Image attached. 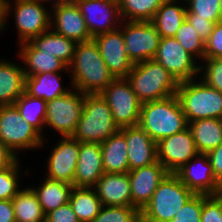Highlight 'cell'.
<instances>
[{
  "mask_svg": "<svg viewBox=\"0 0 222 222\" xmlns=\"http://www.w3.org/2000/svg\"><path fill=\"white\" fill-rule=\"evenodd\" d=\"M93 188L102 206H131L128 172L104 173Z\"/></svg>",
  "mask_w": 222,
  "mask_h": 222,
  "instance_id": "7402d4cb",
  "label": "cell"
},
{
  "mask_svg": "<svg viewBox=\"0 0 222 222\" xmlns=\"http://www.w3.org/2000/svg\"><path fill=\"white\" fill-rule=\"evenodd\" d=\"M35 1H38L40 2L41 4L45 5L44 2L48 3L49 1L52 2V4H50V8H53V7H56V6H59L60 4H64V3H67V2H70L71 0H35Z\"/></svg>",
  "mask_w": 222,
  "mask_h": 222,
  "instance_id": "c3c4849f",
  "label": "cell"
},
{
  "mask_svg": "<svg viewBox=\"0 0 222 222\" xmlns=\"http://www.w3.org/2000/svg\"><path fill=\"white\" fill-rule=\"evenodd\" d=\"M186 20L194 26L197 34L201 38V40L205 43L209 36L211 35L215 23L212 21H208L206 19L197 18V15L191 13L190 11L186 12Z\"/></svg>",
  "mask_w": 222,
  "mask_h": 222,
  "instance_id": "7bdbcfd3",
  "label": "cell"
},
{
  "mask_svg": "<svg viewBox=\"0 0 222 222\" xmlns=\"http://www.w3.org/2000/svg\"><path fill=\"white\" fill-rule=\"evenodd\" d=\"M218 59L222 62V55L220 57H218Z\"/></svg>",
  "mask_w": 222,
  "mask_h": 222,
  "instance_id": "f5cc1de1",
  "label": "cell"
},
{
  "mask_svg": "<svg viewBox=\"0 0 222 222\" xmlns=\"http://www.w3.org/2000/svg\"><path fill=\"white\" fill-rule=\"evenodd\" d=\"M174 38L184 47V49L191 54L197 61L201 63L204 59L205 43L197 34L194 26L187 20L183 21L177 30Z\"/></svg>",
  "mask_w": 222,
  "mask_h": 222,
  "instance_id": "e575fe53",
  "label": "cell"
},
{
  "mask_svg": "<svg viewBox=\"0 0 222 222\" xmlns=\"http://www.w3.org/2000/svg\"><path fill=\"white\" fill-rule=\"evenodd\" d=\"M141 103L176 95L179 82L153 59L133 65L125 77Z\"/></svg>",
  "mask_w": 222,
  "mask_h": 222,
  "instance_id": "3957f363",
  "label": "cell"
},
{
  "mask_svg": "<svg viewBox=\"0 0 222 222\" xmlns=\"http://www.w3.org/2000/svg\"><path fill=\"white\" fill-rule=\"evenodd\" d=\"M193 196L174 173H169L140 212L141 222H170Z\"/></svg>",
  "mask_w": 222,
  "mask_h": 222,
  "instance_id": "5b68a950",
  "label": "cell"
},
{
  "mask_svg": "<svg viewBox=\"0 0 222 222\" xmlns=\"http://www.w3.org/2000/svg\"><path fill=\"white\" fill-rule=\"evenodd\" d=\"M30 42L38 50L49 52L60 59L67 67L72 63L76 42L56 33L51 28L39 36L33 37Z\"/></svg>",
  "mask_w": 222,
  "mask_h": 222,
  "instance_id": "f546056e",
  "label": "cell"
},
{
  "mask_svg": "<svg viewBox=\"0 0 222 222\" xmlns=\"http://www.w3.org/2000/svg\"><path fill=\"white\" fill-rule=\"evenodd\" d=\"M139 126L156 142L188 127L177 95L141 104Z\"/></svg>",
  "mask_w": 222,
  "mask_h": 222,
  "instance_id": "7a4b0ae2",
  "label": "cell"
},
{
  "mask_svg": "<svg viewBox=\"0 0 222 222\" xmlns=\"http://www.w3.org/2000/svg\"><path fill=\"white\" fill-rule=\"evenodd\" d=\"M21 117L32 125L43 137L45 127L47 102L40 98L29 96L25 92L14 103Z\"/></svg>",
  "mask_w": 222,
  "mask_h": 222,
  "instance_id": "d6a6232c",
  "label": "cell"
},
{
  "mask_svg": "<svg viewBox=\"0 0 222 222\" xmlns=\"http://www.w3.org/2000/svg\"><path fill=\"white\" fill-rule=\"evenodd\" d=\"M0 142L18 158L23 150L42 149L45 138L21 117L13 104L0 106Z\"/></svg>",
  "mask_w": 222,
  "mask_h": 222,
  "instance_id": "ba28073f",
  "label": "cell"
},
{
  "mask_svg": "<svg viewBox=\"0 0 222 222\" xmlns=\"http://www.w3.org/2000/svg\"><path fill=\"white\" fill-rule=\"evenodd\" d=\"M50 28L76 43L93 39L75 2H67L50 8Z\"/></svg>",
  "mask_w": 222,
  "mask_h": 222,
  "instance_id": "d6986e66",
  "label": "cell"
},
{
  "mask_svg": "<svg viewBox=\"0 0 222 222\" xmlns=\"http://www.w3.org/2000/svg\"><path fill=\"white\" fill-rule=\"evenodd\" d=\"M168 174L167 169L158 160L151 165L128 171L131 186V206L141 212L150 202L158 185Z\"/></svg>",
  "mask_w": 222,
  "mask_h": 222,
  "instance_id": "e0dca14e",
  "label": "cell"
},
{
  "mask_svg": "<svg viewBox=\"0 0 222 222\" xmlns=\"http://www.w3.org/2000/svg\"><path fill=\"white\" fill-rule=\"evenodd\" d=\"M25 78L22 65L0 59V106L13 105L25 92Z\"/></svg>",
  "mask_w": 222,
  "mask_h": 222,
  "instance_id": "cb8c5ba5",
  "label": "cell"
},
{
  "mask_svg": "<svg viewBox=\"0 0 222 222\" xmlns=\"http://www.w3.org/2000/svg\"><path fill=\"white\" fill-rule=\"evenodd\" d=\"M153 60L161 64L178 82L196 79L200 65L174 37H163Z\"/></svg>",
  "mask_w": 222,
  "mask_h": 222,
  "instance_id": "7c38bea8",
  "label": "cell"
},
{
  "mask_svg": "<svg viewBox=\"0 0 222 222\" xmlns=\"http://www.w3.org/2000/svg\"><path fill=\"white\" fill-rule=\"evenodd\" d=\"M179 82L177 97L187 122L206 118L222 119V92L201 79Z\"/></svg>",
  "mask_w": 222,
  "mask_h": 222,
  "instance_id": "8992f818",
  "label": "cell"
},
{
  "mask_svg": "<svg viewBox=\"0 0 222 222\" xmlns=\"http://www.w3.org/2000/svg\"><path fill=\"white\" fill-rule=\"evenodd\" d=\"M53 146L47 159L46 178L73 185V178L79 158L80 142L72 137H61Z\"/></svg>",
  "mask_w": 222,
  "mask_h": 222,
  "instance_id": "2e32d148",
  "label": "cell"
},
{
  "mask_svg": "<svg viewBox=\"0 0 222 222\" xmlns=\"http://www.w3.org/2000/svg\"><path fill=\"white\" fill-rule=\"evenodd\" d=\"M100 54L114 78H125L133 68V62L129 59L122 30L120 28L95 36Z\"/></svg>",
  "mask_w": 222,
  "mask_h": 222,
  "instance_id": "ac0fdd59",
  "label": "cell"
},
{
  "mask_svg": "<svg viewBox=\"0 0 222 222\" xmlns=\"http://www.w3.org/2000/svg\"><path fill=\"white\" fill-rule=\"evenodd\" d=\"M0 222H16L12 200L0 201Z\"/></svg>",
  "mask_w": 222,
  "mask_h": 222,
  "instance_id": "bcb514c9",
  "label": "cell"
},
{
  "mask_svg": "<svg viewBox=\"0 0 222 222\" xmlns=\"http://www.w3.org/2000/svg\"><path fill=\"white\" fill-rule=\"evenodd\" d=\"M119 28L122 30L127 55L133 64L153 59L161 36L151 21L122 20Z\"/></svg>",
  "mask_w": 222,
  "mask_h": 222,
  "instance_id": "8fae6325",
  "label": "cell"
},
{
  "mask_svg": "<svg viewBox=\"0 0 222 222\" xmlns=\"http://www.w3.org/2000/svg\"><path fill=\"white\" fill-rule=\"evenodd\" d=\"M104 173H127L129 171L127 142L118 130L101 143Z\"/></svg>",
  "mask_w": 222,
  "mask_h": 222,
  "instance_id": "d4e9b609",
  "label": "cell"
},
{
  "mask_svg": "<svg viewBox=\"0 0 222 222\" xmlns=\"http://www.w3.org/2000/svg\"><path fill=\"white\" fill-rule=\"evenodd\" d=\"M68 70L72 88L84 94H100L115 79L94 39L76 43Z\"/></svg>",
  "mask_w": 222,
  "mask_h": 222,
  "instance_id": "6da1fadb",
  "label": "cell"
},
{
  "mask_svg": "<svg viewBox=\"0 0 222 222\" xmlns=\"http://www.w3.org/2000/svg\"><path fill=\"white\" fill-rule=\"evenodd\" d=\"M4 23V0H0V33Z\"/></svg>",
  "mask_w": 222,
  "mask_h": 222,
  "instance_id": "681fc988",
  "label": "cell"
},
{
  "mask_svg": "<svg viewBox=\"0 0 222 222\" xmlns=\"http://www.w3.org/2000/svg\"><path fill=\"white\" fill-rule=\"evenodd\" d=\"M45 222H79V220L68 202L49 212Z\"/></svg>",
  "mask_w": 222,
  "mask_h": 222,
  "instance_id": "ee69618b",
  "label": "cell"
},
{
  "mask_svg": "<svg viewBox=\"0 0 222 222\" xmlns=\"http://www.w3.org/2000/svg\"><path fill=\"white\" fill-rule=\"evenodd\" d=\"M201 63L199 73L203 75H199V79L207 86L222 92V62L216 58L203 59Z\"/></svg>",
  "mask_w": 222,
  "mask_h": 222,
  "instance_id": "f35d334b",
  "label": "cell"
},
{
  "mask_svg": "<svg viewBox=\"0 0 222 222\" xmlns=\"http://www.w3.org/2000/svg\"><path fill=\"white\" fill-rule=\"evenodd\" d=\"M12 205L16 222H45L46 215L31 187L20 189Z\"/></svg>",
  "mask_w": 222,
  "mask_h": 222,
  "instance_id": "1f68e13d",
  "label": "cell"
},
{
  "mask_svg": "<svg viewBox=\"0 0 222 222\" xmlns=\"http://www.w3.org/2000/svg\"><path fill=\"white\" fill-rule=\"evenodd\" d=\"M44 6L46 5L35 0H4V23L1 32L7 27V19L11 13H14L12 16L15 17L18 44L46 32L50 29L51 10Z\"/></svg>",
  "mask_w": 222,
  "mask_h": 222,
  "instance_id": "52a82bcc",
  "label": "cell"
},
{
  "mask_svg": "<svg viewBox=\"0 0 222 222\" xmlns=\"http://www.w3.org/2000/svg\"><path fill=\"white\" fill-rule=\"evenodd\" d=\"M69 203L79 222H92L102 207L94 188L73 187Z\"/></svg>",
  "mask_w": 222,
  "mask_h": 222,
  "instance_id": "4dcf8cb0",
  "label": "cell"
},
{
  "mask_svg": "<svg viewBox=\"0 0 222 222\" xmlns=\"http://www.w3.org/2000/svg\"><path fill=\"white\" fill-rule=\"evenodd\" d=\"M76 4L92 38L116 30L121 25L118 0H82Z\"/></svg>",
  "mask_w": 222,
  "mask_h": 222,
  "instance_id": "4fadbf2b",
  "label": "cell"
},
{
  "mask_svg": "<svg viewBox=\"0 0 222 222\" xmlns=\"http://www.w3.org/2000/svg\"><path fill=\"white\" fill-rule=\"evenodd\" d=\"M202 208L203 194H194L170 222H201Z\"/></svg>",
  "mask_w": 222,
  "mask_h": 222,
  "instance_id": "ab89813d",
  "label": "cell"
},
{
  "mask_svg": "<svg viewBox=\"0 0 222 222\" xmlns=\"http://www.w3.org/2000/svg\"><path fill=\"white\" fill-rule=\"evenodd\" d=\"M201 222H222V194H203Z\"/></svg>",
  "mask_w": 222,
  "mask_h": 222,
  "instance_id": "60d3db41",
  "label": "cell"
},
{
  "mask_svg": "<svg viewBox=\"0 0 222 222\" xmlns=\"http://www.w3.org/2000/svg\"><path fill=\"white\" fill-rule=\"evenodd\" d=\"M127 142L129 171L157 161V143L139 126L119 129Z\"/></svg>",
  "mask_w": 222,
  "mask_h": 222,
  "instance_id": "ffe728a7",
  "label": "cell"
},
{
  "mask_svg": "<svg viewBox=\"0 0 222 222\" xmlns=\"http://www.w3.org/2000/svg\"><path fill=\"white\" fill-rule=\"evenodd\" d=\"M213 173L218 184L222 187V143L207 153Z\"/></svg>",
  "mask_w": 222,
  "mask_h": 222,
  "instance_id": "f6af8a7d",
  "label": "cell"
},
{
  "mask_svg": "<svg viewBox=\"0 0 222 222\" xmlns=\"http://www.w3.org/2000/svg\"><path fill=\"white\" fill-rule=\"evenodd\" d=\"M43 179L39 186L37 185L36 188L31 186V188L35 192L45 215H47L69 202L71 190L74 186L67 182L51 180L46 177Z\"/></svg>",
  "mask_w": 222,
  "mask_h": 222,
  "instance_id": "f1b7e54d",
  "label": "cell"
},
{
  "mask_svg": "<svg viewBox=\"0 0 222 222\" xmlns=\"http://www.w3.org/2000/svg\"><path fill=\"white\" fill-rule=\"evenodd\" d=\"M220 21H222V0H219Z\"/></svg>",
  "mask_w": 222,
  "mask_h": 222,
  "instance_id": "f907efd6",
  "label": "cell"
},
{
  "mask_svg": "<svg viewBox=\"0 0 222 222\" xmlns=\"http://www.w3.org/2000/svg\"><path fill=\"white\" fill-rule=\"evenodd\" d=\"M18 157L8 168L0 171V201L12 200L20 190V175H22Z\"/></svg>",
  "mask_w": 222,
  "mask_h": 222,
  "instance_id": "d590c367",
  "label": "cell"
},
{
  "mask_svg": "<svg viewBox=\"0 0 222 222\" xmlns=\"http://www.w3.org/2000/svg\"><path fill=\"white\" fill-rule=\"evenodd\" d=\"M166 0H118L122 20L152 21Z\"/></svg>",
  "mask_w": 222,
  "mask_h": 222,
  "instance_id": "836d02e7",
  "label": "cell"
},
{
  "mask_svg": "<svg viewBox=\"0 0 222 222\" xmlns=\"http://www.w3.org/2000/svg\"><path fill=\"white\" fill-rule=\"evenodd\" d=\"M17 157L0 142V171L8 168Z\"/></svg>",
  "mask_w": 222,
  "mask_h": 222,
  "instance_id": "7dc6e473",
  "label": "cell"
},
{
  "mask_svg": "<svg viewBox=\"0 0 222 222\" xmlns=\"http://www.w3.org/2000/svg\"><path fill=\"white\" fill-rule=\"evenodd\" d=\"M17 57L24 63L25 77L38 75L46 72L68 73V67L49 52L38 50L30 41L19 44ZM65 70V71H64Z\"/></svg>",
  "mask_w": 222,
  "mask_h": 222,
  "instance_id": "603a6c76",
  "label": "cell"
},
{
  "mask_svg": "<svg viewBox=\"0 0 222 222\" xmlns=\"http://www.w3.org/2000/svg\"><path fill=\"white\" fill-rule=\"evenodd\" d=\"M118 130L101 94H85L82 115L71 137L78 142L101 144Z\"/></svg>",
  "mask_w": 222,
  "mask_h": 222,
  "instance_id": "277c9868",
  "label": "cell"
},
{
  "mask_svg": "<svg viewBox=\"0 0 222 222\" xmlns=\"http://www.w3.org/2000/svg\"><path fill=\"white\" fill-rule=\"evenodd\" d=\"M222 55V21L214 25L209 39L205 42L204 59H216Z\"/></svg>",
  "mask_w": 222,
  "mask_h": 222,
  "instance_id": "b9f144b4",
  "label": "cell"
},
{
  "mask_svg": "<svg viewBox=\"0 0 222 222\" xmlns=\"http://www.w3.org/2000/svg\"><path fill=\"white\" fill-rule=\"evenodd\" d=\"M62 78L60 72H46L26 77L25 93L46 102L56 99L72 90V87H63Z\"/></svg>",
  "mask_w": 222,
  "mask_h": 222,
  "instance_id": "484cf974",
  "label": "cell"
},
{
  "mask_svg": "<svg viewBox=\"0 0 222 222\" xmlns=\"http://www.w3.org/2000/svg\"><path fill=\"white\" fill-rule=\"evenodd\" d=\"M77 1H82V0H71V2H75V3H76Z\"/></svg>",
  "mask_w": 222,
  "mask_h": 222,
  "instance_id": "816d5d0a",
  "label": "cell"
},
{
  "mask_svg": "<svg viewBox=\"0 0 222 222\" xmlns=\"http://www.w3.org/2000/svg\"><path fill=\"white\" fill-rule=\"evenodd\" d=\"M103 174L101 144L80 142L73 186L93 188Z\"/></svg>",
  "mask_w": 222,
  "mask_h": 222,
  "instance_id": "44dd1931",
  "label": "cell"
},
{
  "mask_svg": "<svg viewBox=\"0 0 222 222\" xmlns=\"http://www.w3.org/2000/svg\"><path fill=\"white\" fill-rule=\"evenodd\" d=\"M184 3L185 0H166L155 13L151 22L161 38L174 37L182 22L186 20Z\"/></svg>",
  "mask_w": 222,
  "mask_h": 222,
  "instance_id": "4316f807",
  "label": "cell"
},
{
  "mask_svg": "<svg viewBox=\"0 0 222 222\" xmlns=\"http://www.w3.org/2000/svg\"><path fill=\"white\" fill-rule=\"evenodd\" d=\"M100 94L111 109L113 121L119 129L139 125L142 103L126 78H115Z\"/></svg>",
  "mask_w": 222,
  "mask_h": 222,
  "instance_id": "9c48e42d",
  "label": "cell"
},
{
  "mask_svg": "<svg viewBox=\"0 0 222 222\" xmlns=\"http://www.w3.org/2000/svg\"><path fill=\"white\" fill-rule=\"evenodd\" d=\"M198 153L207 154L222 143V119L206 118L188 123Z\"/></svg>",
  "mask_w": 222,
  "mask_h": 222,
  "instance_id": "83f0119b",
  "label": "cell"
},
{
  "mask_svg": "<svg viewBox=\"0 0 222 222\" xmlns=\"http://www.w3.org/2000/svg\"><path fill=\"white\" fill-rule=\"evenodd\" d=\"M92 222H141V214L134 206H102Z\"/></svg>",
  "mask_w": 222,
  "mask_h": 222,
  "instance_id": "8d00e7d4",
  "label": "cell"
},
{
  "mask_svg": "<svg viewBox=\"0 0 222 222\" xmlns=\"http://www.w3.org/2000/svg\"><path fill=\"white\" fill-rule=\"evenodd\" d=\"M84 96L72 88L68 93L47 101L45 128L54 129L61 137H71L82 115Z\"/></svg>",
  "mask_w": 222,
  "mask_h": 222,
  "instance_id": "30bf717a",
  "label": "cell"
},
{
  "mask_svg": "<svg viewBox=\"0 0 222 222\" xmlns=\"http://www.w3.org/2000/svg\"><path fill=\"white\" fill-rule=\"evenodd\" d=\"M198 154L189 127L157 143V160L169 173H175Z\"/></svg>",
  "mask_w": 222,
  "mask_h": 222,
  "instance_id": "9a60e30c",
  "label": "cell"
},
{
  "mask_svg": "<svg viewBox=\"0 0 222 222\" xmlns=\"http://www.w3.org/2000/svg\"><path fill=\"white\" fill-rule=\"evenodd\" d=\"M174 174L194 194H222L207 154L198 153Z\"/></svg>",
  "mask_w": 222,
  "mask_h": 222,
  "instance_id": "5bb4252c",
  "label": "cell"
},
{
  "mask_svg": "<svg viewBox=\"0 0 222 222\" xmlns=\"http://www.w3.org/2000/svg\"><path fill=\"white\" fill-rule=\"evenodd\" d=\"M219 0H185L186 11L215 24L220 21Z\"/></svg>",
  "mask_w": 222,
  "mask_h": 222,
  "instance_id": "74e56055",
  "label": "cell"
}]
</instances>
